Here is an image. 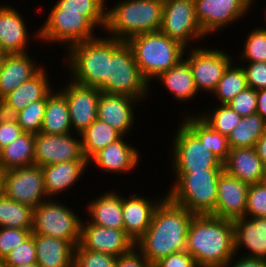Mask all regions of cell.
Wrapping results in <instances>:
<instances>
[{
	"label": "cell",
	"mask_w": 266,
	"mask_h": 267,
	"mask_svg": "<svg viewBox=\"0 0 266 267\" xmlns=\"http://www.w3.org/2000/svg\"><path fill=\"white\" fill-rule=\"evenodd\" d=\"M193 216L188 209L168 197L162 199L147 231L135 243L136 247L141 248V255L154 265L170 254L185 251L187 232Z\"/></svg>",
	"instance_id": "obj_1"
},
{
	"label": "cell",
	"mask_w": 266,
	"mask_h": 267,
	"mask_svg": "<svg viewBox=\"0 0 266 267\" xmlns=\"http://www.w3.org/2000/svg\"><path fill=\"white\" fill-rule=\"evenodd\" d=\"M186 251L199 267H228L235 255L233 220L194 215L187 232Z\"/></svg>",
	"instance_id": "obj_2"
},
{
	"label": "cell",
	"mask_w": 266,
	"mask_h": 267,
	"mask_svg": "<svg viewBox=\"0 0 266 267\" xmlns=\"http://www.w3.org/2000/svg\"><path fill=\"white\" fill-rule=\"evenodd\" d=\"M164 0H129L107 10L106 27L112 38L127 42L131 37L160 30ZM115 34V35H114Z\"/></svg>",
	"instance_id": "obj_3"
},
{
	"label": "cell",
	"mask_w": 266,
	"mask_h": 267,
	"mask_svg": "<svg viewBox=\"0 0 266 267\" xmlns=\"http://www.w3.org/2000/svg\"><path fill=\"white\" fill-rule=\"evenodd\" d=\"M223 171V169L175 171L178 179L167 197L194 215L214 216L218 181Z\"/></svg>",
	"instance_id": "obj_4"
},
{
	"label": "cell",
	"mask_w": 266,
	"mask_h": 267,
	"mask_svg": "<svg viewBox=\"0 0 266 267\" xmlns=\"http://www.w3.org/2000/svg\"><path fill=\"white\" fill-rule=\"evenodd\" d=\"M127 43L131 46L140 73L147 82L176 66L182 60L185 49L179 42L160 31L135 35Z\"/></svg>",
	"instance_id": "obj_5"
},
{
	"label": "cell",
	"mask_w": 266,
	"mask_h": 267,
	"mask_svg": "<svg viewBox=\"0 0 266 267\" xmlns=\"http://www.w3.org/2000/svg\"><path fill=\"white\" fill-rule=\"evenodd\" d=\"M69 65L74 72V82L83 86L100 88L109 76L111 39L99 38L81 41L68 46Z\"/></svg>",
	"instance_id": "obj_6"
},
{
	"label": "cell",
	"mask_w": 266,
	"mask_h": 267,
	"mask_svg": "<svg viewBox=\"0 0 266 267\" xmlns=\"http://www.w3.org/2000/svg\"><path fill=\"white\" fill-rule=\"evenodd\" d=\"M148 82L140 73L131 46L111 37L109 76L99 88L101 91L140 99L145 95Z\"/></svg>",
	"instance_id": "obj_7"
},
{
	"label": "cell",
	"mask_w": 266,
	"mask_h": 267,
	"mask_svg": "<svg viewBox=\"0 0 266 267\" xmlns=\"http://www.w3.org/2000/svg\"><path fill=\"white\" fill-rule=\"evenodd\" d=\"M106 22L107 11L52 10L38 35L44 40L62 41L71 46L94 39L91 30L97 24L105 28Z\"/></svg>",
	"instance_id": "obj_8"
},
{
	"label": "cell",
	"mask_w": 266,
	"mask_h": 267,
	"mask_svg": "<svg viewBox=\"0 0 266 267\" xmlns=\"http://www.w3.org/2000/svg\"><path fill=\"white\" fill-rule=\"evenodd\" d=\"M73 211L55 202H42L33 209L32 234L68 240L79 244L83 224Z\"/></svg>",
	"instance_id": "obj_9"
},
{
	"label": "cell",
	"mask_w": 266,
	"mask_h": 267,
	"mask_svg": "<svg viewBox=\"0 0 266 267\" xmlns=\"http://www.w3.org/2000/svg\"><path fill=\"white\" fill-rule=\"evenodd\" d=\"M2 194L33 209L37 207L46 196L42 167L33 164L4 171Z\"/></svg>",
	"instance_id": "obj_10"
},
{
	"label": "cell",
	"mask_w": 266,
	"mask_h": 267,
	"mask_svg": "<svg viewBox=\"0 0 266 267\" xmlns=\"http://www.w3.org/2000/svg\"><path fill=\"white\" fill-rule=\"evenodd\" d=\"M174 143L175 171L223 169V163L185 123L179 128Z\"/></svg>",
	"instance_id": "obj_11"
},
{
	"label": "cell",
	"mask_w": 266,
	"mask_h": 267,
	"mask_svg": "<svg viewBox=\"0 0 266 267\" xmlns=\"http://www.w3.org/2000/svg\"><path fill=\"white\" fill-rule=\"evenodd\" d=\"M159 31L184 47L188 39L204 36L196 18L194 0H164Z\"/></svg>",
	"instance_id": "obj_12"
},
{
	"label": "cell",
	"mask_w": 266,
	"mask_h": 267,
	"mask_svg": "<svg viewBox=\"0 0 266 267\" xmlns=\"http://www.w3.org/2000/svg\"><path fill=\"white\" fill-rule=\"evenodd\" d=\"M74 160H87L82 151L81 139H74L69 133L54 135L39 132L35 134V165L44 167Z\"/></svg>",
	"instance_id": "obj_13"
},
{
	"label": "cell",
	"mask_w": 266,
	"mask_h": 267,
	"mask_svg": "<svg viewBox=\"0 0 266 267\" xmlns=\"http://www.w3.org/2000/svg\"><path fill=\"white\" fill-rule=\"evenodd\" d=\"M229 55L223 51L195 49L185 60L192 71L197 90L214 91L225 70L231 64Z\"/></svg>",
	"instance_id": "obj_14"
},
{
	"label": "cell",
	"mask_w": 266,
	"mask_h": 267,
	"mask_svg": "<svg viewBox=\"0 0 266 267\" xmlns=\"http://www.w3.org/2000/svg\"><path fill=\"white\" fill-rule=\"evenodd\" d=\"M252 0H194L195 14L206 35L242 17Z\"/></svg>",
	"instance_id": "obj_15"
},
{
	"label": "cell",
	"mask_w": 266,
	"mask_h": 267,
	"mask_svg": "<svg viewBox=\"0 0 266 267\" xmlns=\"http://www.w3.org/2000/svg\"><path fill=\"white\" fill-rule=\"evenodd\" d=\"M65 89L60 93L67 100L71 125L80 134L97 119V108L101 90L75 82L69 83Z\"/></svg>",
	"instance_id": "obj_16"
},
{
	"label": "cell",
	"mask_w": 266,
	"mask_h": 267,
	"mask_svg": "<svg viewBox=\"0 0 266 267\" xmlns=\"http://www.w3.org/2000/svg\"><path fill=\"white\" fill-rule=\"evenodd\" d=\"M79 244L86 250L102 252L119 257L135 248V242L124 229H113L99 225H81Z\"/></svg>",
	"instance_id": "obj_17"
},
{
	"label": "cell",
	"mask_w": 266,
	"mask_h": 267,
	"mask_svg": "<svg viewBox=\"0 0 266 267\" xmlns=\"http://www.w3.org/2000/svg\"><path fill=\"white\" fill-rule=\"evenodd\" d=\"M249 184L223 171L217 189L214 216L235 220L245 217Z\"/></svg>",
	"instance_id": "obj_18"
},
{
	"label": "cell",
	"mask_w": 266,
	"mask_h": 267,
	"mask_svg": "<svg viewBox=\"0 0 266 267\" xmlns=\"http://www.w3.org/2000/svg\"><path fill=\"white\" fill-rule=\"evenodd\" d=\"M43 70L7 94L0 101V112L13 116L33 102L43 100L51 92Z\"/></svg>",
	"instance_id": "obj_19"
},
{
	"label": "cell",
	"mask_w": 266,
	"mask_h": 267,
	"mask_svg": "<svg viewBox=\"0 0 266 267\" xmlns=\"http://www.w3.org/2000/svg\"><path fill=\"white\" fill-rule=\"evenodd\" d=\"M223 170L248 184L261 183L265 174L264 163L255 147L232 148L223 163Z\"/></svg>",
	"instance_id": "obj_20"
},
{
	"label": "cell",
	"mask_w": 266,
	"mask_h": 267,
	"mask_svg": "<svg viewBox=\"0 0 266 267\" xmlns=\"http://www.w3.org/2000/svg\"><path fill=\"white\" fill-rule=\"evenodd\" d=\"M135 98L110 94L101 91L98 101L97 118L106 122L117 130L122 136L132 127V103Z\"/></svg>",
	"instance_id": "obj_21"
},
{
	"label": "cell",
	"mask_w": 266,
	"mask_h": 267,
	"mask_svg": "<svg viewBox=\"0 0 266 267\" xmlns=\"http://www.w3.org/2000/svg\"><path fill=\"white\" fill-rule=\"evenodd\" d=\"M159 203L151 204V201L135 194L130 199L122 198L124 231L133 242L136 243L145 234Z\"/></svg>",
	"instance_id": "obj_22"
},
{
	"label": "cell",
	"mask_w": 266,
	"mask_h": 267,
	"mask_svg": "<svg viewBox=\"0 0 266 267\" xmlns=\"http://www.w3.org/2000/svg\"><path fill=\"white\" fill-rule=\"evenodd\" d=\"M251 219L247 221L246 217H240L233 220L235 254L239 245H245L251 251L248 257L266 259V217Z\"/></svg>",
	"instance_id": "obj_23"
},
{
	"label": "cell",
	"mask_w": 266,
	"mask_h": 267,
	"mask_svg": "<svg viewBox=\"0 0 266 267\" xmlns=\"http://www.w3.org/2000/svg\"><path fill=\"white\" fill-rule=\"evenodd\" d=\"M34 244L40 267H74L75 246L68 240L34 234Z\"/></svg>",
	"instance_id": "obj_24"
},
{
	"label": "cell",
	"mask_w": 266,
	"mask_h": 267,
	"mask_svg": "<svg viewBox=\"0 0 266 267\" xmlns=\"http://www.w3.org/2000/svg\"><path fill=\"white\" fill-rule=\"evenodd\" d=\"M27 31L22 17L16 10L0 7V46L7 54L26 53Z\"/></svg>",
	"instance_id": "obj_25"
},
{
	"label": "cell",
	"mask_w": 266,
	"mask_h": 267,
	"mask_svg": "<svg viewBox=\"0 0 266 267\" xmlns=\"http://www.w3.org/2000/svg\"><path fill=\"white\" fill-rule=\"evenodd\" d=\"M40 70L27 54H8L0 71V101Z\"/></svg>",
	"instance_id": "obj_26"
},
{
	"label": "cell",
	"mask_w": 266,
	"mask_h": 267,
	"mask_svg": "<svg viewBox=\"0 0 266 267\" xmlns=\"http://www.w3.org/2000/svg\"><path fill=\"white\" fill-rule=\"evenodd\" d=\"M91 159L106 171L126 172L134 169L139 161V155L134 147L124 143L120 137L97 152Z\"/></svg>",
	"instance_id": "obj_27"
},
{
	"label": "cell",
	"mask_w": 266,
	"mask_h": 267,
	"mask_svg": "<svg viewBox=\"0 0 266 267\" xmlns=\"http://www.w3.org/2000/svg\"><path fill=\"white\" fill-rule=\"evenodd\" d=\"M88 162V160H74L42 167L46 195L53 196L72 186Z\"/></svg>",
	"instance_id": "obj_28"
},
{
	"label": "cell",
	"mask_w": 266,
	"mask_h": 267,
	"mask_svg": "<svg viewBox=\"0 0 266 267\" xmlns=\"http://www.w3.org/2000/svg\"><path fill=\"white\" fill-rule=\"evenodd\" d=\"M71 120L66 98L61 93L50 92L46 96V107L41 133L63 135L70 133Z\"/></svg>",
	"instance_id": "obj_29"
},
{
	"label": "cell",
	"mask_w": 266,
	"mask_h": 267,
	"mask_svg": "<svg viewBox=\"0 0 266 267\" xmlns=\"http://www.w3.org/2000/svg\"><path fill=\"white\" fill-rule=\"evenodd\" d=\"M89 212L91 223L107 228L124 229L122 215V198L115 193H107L91 201Z\"/></svg>",
	"instance_id": "obj_30"
},
{
	"label": "cell",
	"mask_w": 266,
	"mask_h": 267,
	"mask_svg": "<svg viewBox=\"0 0 266 267\" xmlns=\"http://www.w3.org/2000/svg\"><path fill=\"white\" fill-rule=\"evenodd\" d=\"M35 134L24 132L12 143L0 150V166L3 171L34 164Z\"/></svg>",
	"instance_id": "obj_31"
},
{
	"label": "cell",
	"mask_w": 266,
	"mask_h": 267,
	"mask_svg": "<svg viewBox=\"0 0 266 267\" xmlns=\"http://www.w3.org/2000/svg\"><path fill=\"white\" fill-rule=\"evenodd\" d=\"M159 79L179 100H188L198 92L192 71L185 60L160 74Z\"/></svg>",
	"instance_id": "obj_32"
},
{
	"label": "cell",
	"mask_w": 266,
	"mask_h": 267,
	"mask_svg": "<svg viewBox=\"0 0 266 267\" xmlns=\"http://www.w3.org/2000/svg\"><path fill=\"white\" fill-rule=\"evenodd\" d=\"M80 136L82 138V151L88 161L97 152L122 137L112 126L98 118L81 132Z\"/></svg>",
	"instance_id": "obj_33"
},
{
	"label": "cell",
	"mask_w": 266,
	"mask_h": 267,
	"mask_svg": "<svg viewBox=\"0 0 266 267\" xmlns=\"http://www.w3.org/2000/svg\"><path fill=\"white\" fill-rule=\"evenodd\" d=\"M265 131L266 121L258 113L242 117L227 136L230 149L255 147L256 142Z\"/></svg>",
	"instance_id": "obj_34"
},
{
	"label": "cell",
	"mask_w": 266,
	"mask_h": 267,
	"mask_svg": "<svg viewBox=\"0 0 266 267\" xmlns=\"http://www.w3.org/2000/svg\"><path fill=\"white\" fill-rule=\"evenodd\" d=\"M184 123L222 163L226 161L228 153L230 152L227 136L213 130L200 117H190L186 119Z\"/></svg>",
	"instance_id": "obj_35"
},
{
	"label": "cell",
	"mask_w": 266,
	"mask_h": 267,
	"mask_svg": "<svg viewBox=\"0 0 266 267\" xmlns=\"http://www.w3.org/2000/svg\"><path fill=\"white\" fill-rule=\"evenodd\" d=\"M0 226L32 229L33 208L0 194Z\"/></svg>",
	"instance_id": "obj_36"
},
{
	"label": "cell",
	"mask_w": 266,
	"mask_h": 267,
	"mask_svg": "<svg viewBox=\"0 0 266 267\" xmlns=\"http://www.w3.org/2000/svg\"><path fill=\"white\" fill-rule=\"evenodd\" d=\"M231 66L230 64L227 67L213 91L217 98L219 97L218 99H220L221 104H227L248 87L243 68H232Z\"/></svg>",
	"instance_id": "obj_37"
},
{
	"label": "cell",
	"mask_w": 266,
	"mask_h": 267,
	"mask_svg": "<svg viewBox=\"0 0 266 267\" xmlns=\"http://www.w3.org/2000/svg\"><path fill=\"white\" fill-rule=\"evenodd\" d=\"M205 123H207L213 130L228 136L231 131L241 121L242 116L237 114L228 104H221L210 116H199Z\"/></svg>",
	"instance_id": "obj_38"
},
{
	"label": "cell",
	"mask_w": 266,
	"mask_h": 267,
	"mask_svg": "<svg viewBox=\"0 0 266 267\" xmlns=\"http://www.w3.org/2000/svg\"><path fill=\"white\" fill-rule=\"evenodd\" d=\"M45 107L46 97L28 105L23 110L15 113L13 117L24 132L37 134L41 131Z\"/></svg>",
	"instance_id": "obj_39"
},
{
	"label": "cell",
	"mask_w": 266,
	"mask_h": 267,
	"mask_svg": "<svg viewBox=\"0 0 266 267\" xmlns=\"http://www.w3.org/2000/svg\"><path fill=\"white\" fill-rule=\"evenodd\" d=\"M74 267H114L117 257L84 249L80 244L75 246Z\"/></svg>",
	"instance_id": "obj_40"
},
{
	"label": "cell",
	"mask_w": 266,
	"mask_h": 267,
	"mask_svg": "<svg viewBox=\"0 0 266 267\" xmlns=\"http://www.w3.org/2000/svg\"><path fill=\"white\" fill-rule=\"evenodd\" d=\"M242 57L250 62H266V29L258 28L252 31L246 40Z\"/></svg>",
	"instance_id": "obj_41"
},
{
	"label": "cell",
	"mask_w": 266,
	"mask_h": 267,
	"mask_svg": "<svg viewBox=\"0 0 266 267\" xmlns=\"http://www.w3.org/2000/svg\"><path fill=\"white\" fill-rule=\"evenodd\" d=\"M32 234V229L0 228V259L4 260L10 252Z\"/></svg>",
	"instance_id": "obj_42"
},
{
	"label": "cell",
	"mask_w": 266,
	"mask_h": 267,
	"mask_svg": "<svg viewBox=\"0 0 266 267\" xmlns=\"http://www.w3.org/2000/svg\"><path fill=\"white\" fill-rule=\"evenodd\" d=\"M4 261L7 267L36 263L34 234L13 249Z\"/></svg>",
	"instance_id": "obj_43"
},
{
	"label": "cell",
	"mask_w": 266,
	"mask_h": 267,
	"mask_svg": "<svg viewBox=\"0 0 266 267\" xmlns=\"http://www.w3.org/2000/svg\"><path fill=\"white\" fill-rule=\"evenodd\" d=\"M253 217H266V187L262 183L249 184L246 212Z\"/></svg>",
	"instance_id": "obj_44"
},
{
	"label": "cell",
	"mask_w": 266,
	"mask_h": 267,
	"mask_svg": "<svg viewBox=\"0 0 266 267\" xmlns=\"http://www.w3.org/2000/svg\"><path fill=\"white\" fill-rule=\"evenodd\" d=\"M227 104L242 117L255 114L257 108V91L247 87Z\"/></svg>",
	"instance_id": "obj_45"
},
{
	"label": "cell",
	"mask_w": 266,
	"mask_h": 267,
	"mask_svg": "<svg viewBox=\"0 0 266 267\" xmlns=\"http://www.w3.org/2000/svg\"><path fill=\"white\" fill-rule=\"evenodd\" d=\"M24 131L13 116L0 112V150L17 139Z\"/></svg>",
	"instance_id": "obj_46"
},
{
	"label": "cell",
	"mask_w": 266,
	"mask_h": 267,
	"mask_svg": "<svg viewBox=\"0 0 266 267\" xmlns=\"http://www.w3.org/2000/svg\"><path fill=\"white\" fill-rule=\"evenodd\" d=\"M247 86L255 91L266 89V62H251L244 68Z\"/></svg>",
	"instance_id": "obj_47"
},
{
	"label": "cell",
	"mask_w": 266,
	"mask_h": 267,
	"mask_svg": "<svg viewBox=\"0 0 266 267\" xmlns=\"http://www.w3.org/2000/svg\"><path fill=\"white\" fill-rule=\"evenodd\" d=\"M105 0H59L52 10L104 11Z\"/></svg>",
	"instance_id": "obj_48"
},
{
	"label": "cell",
	"mask_w": 266,
	"mask_h": 267,
	"mask_svg": "<svg viewBox=\"0 0 266 267\" xmlns=\"http://www.w3.org/2000/svg\"><path fill=\"white\" fill-rule=\"evenodd\" d=\"M153 267H199L194 258L185 250L170 254L158 262Z\"/></svg>",
	"instance_id": "obj_49"
},
{
	"label": "cell",
	"mask_w": 266,
	"mask_h": 267,
	"mask_svg": "<svg viewBox=\"0 0 266 267\" xmlns=\"http://www.w3.org/2000/svg\"><path fill=\"white\" fill-rule=\"evenodd\" d=\"M134 249L128 254L117 257L114 267H153L144 256L136 254Z\"/></svg>",
	"instance_id": "obj_50"
},
{
	"label": "cell",
	"mask_w": 266,
	"mask_h": 267,
	"mask_svg": "<svg viewBox=\"0 0 266 267\" xmlns=\"http://www.w3.org/2000/svg\"><path fill=\"white\" fill-rule=\"evenodd\" d=\"M232 267H266V259L241 257Z\"/></svg>",
	"instance_id": "obj_51"
},
{
	"label": "cell",
	"mask_w": 266,
	"mask_h": 267,
	"mask_svg": "<svg viewBox=\"0 0 266 267\" xmlns=\"http://www.w3.org/2000/svg\"><path fill=\"white\" fill-rule=\"evenodd\" d=\"M256 113H258L266 121V89L257 91Z\"/></svg>",
	"instance_id": "obj_52"
},
{
	"label": "cell",
	"mask_w": 266,
	"mask_h": 267,
	"mask_svg": "<svg viewBox=\"0 0 266 267\" xmlns=\"http://www.w3.org/2000/svg\"><path fill=\"white\" fill-rule=\"evenodd\" d=\"M255 149L258 155H266V131L256 142Z\"/></svg>",
	"instance_id": "obj_53"
},
{
	"label": "cell",
	"mask_w": 266,
	"mask_h": 267,
	"mask_svg": "<svg viewBox=\"0 0 266 267\" xmlns=\"http://www.w3.org/2000/svg\"><path fill=\"white\" fill-rule=\"evenodd\" d=\"M7 53L3 52L2 50H0V71L2 70V67H3V64H4V61L7 57Z\"/></svg>",
	"instance_id": "obj_54"
},
{
	"label": "cell",
	"mask_w": 266,
	"mask_h": 267,
	"mask_svg": "<svg viewBox=\"0 0 266 267\" xmlns=\"http://www.w3.org/2000/svg\"><path fill=\"white\" fill-rule=\"evenodd\" d=\"M12 267H40V266L37 263H33V264H24V265L12 266Z\"/></svg>",
	"instance_id": "obj_55"
},
{
	"label": "cell",
	"mask_w": 266,
	"mask_h": 267,
	"mask_svg": "<svg viewBox=\"0 0 266 267\" xmlns=\"http://www.w3.org/2000/svg\"><path fill=\"white\" fill-rule=\"evenodd\" d=\"M3 169L0 166V194H2V178H3Z\"/></svg>",
	"instance_id": "obj_56"
},
{
	"label": "cell",
	"mask_w": 266,
	"mask_h": 267,
	"mask_svg": "<svg viewBox=\"0 0 266 267\" xmlns=\"http://www.w3.org/2000/svg\"><path fill=\"white\" fill-rule=\"evenodd\" d=\"M264 163V170L266 172V155H258Z\"/></svg>",
	"instance_id": "obj_57"
},
{
	"label": "cell",
	"mask_w": 266,
	"mask_h": 267,
	"mask_svg": "<svg viewBox=\"0 0 266 267\" xmlns=\"http://www.w3.org/2000/svg\"><path fill=\"white\" fill-rule=\"evenodd\" d=\"M261 183L266 187V172H265V174H264V176L262 178Z\"/></svg>",
	"instance_id": "obj_58"
},
{
	"label": "cell",
	"mask_w": 266,
	"mask_h": 267,
	"mask_svg": "<svg viewBox=\"0 0 266 267\" xmlns=\"http://www.w3.org/2000/svg\"><path fill=\"white\" fill-rule=\"evenodd\" d=\"M0 267H7L5 261L0 259Z\"/></svg>",
	"instance_id": "obj_59"
}]
</instances>
